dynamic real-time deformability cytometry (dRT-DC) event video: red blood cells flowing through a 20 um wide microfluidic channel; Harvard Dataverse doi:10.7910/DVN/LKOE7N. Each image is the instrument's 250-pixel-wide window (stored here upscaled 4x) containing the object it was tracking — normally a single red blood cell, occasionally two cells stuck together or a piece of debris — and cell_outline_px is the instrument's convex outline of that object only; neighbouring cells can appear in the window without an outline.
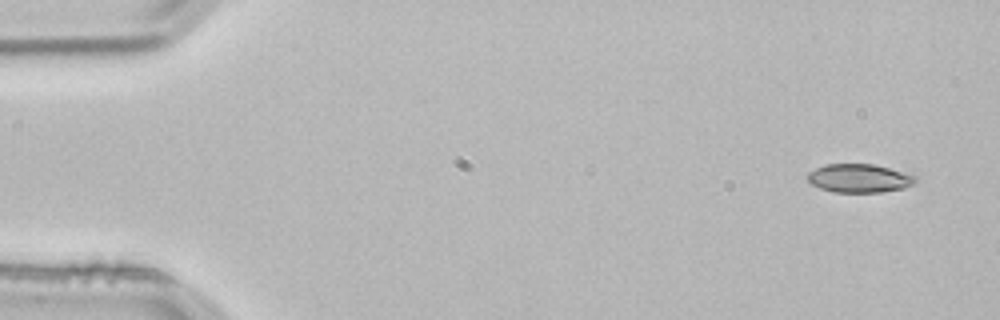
{"species": "common noctule bat (a hibernating species)", "species_latin": "Nyctalus noctula", "temperature_condition": "room temperature", "stored_images_in_passage": 4, "segment_of_instrument_passage": [2, 2], "camera_frame_rate_fps": 3000, "um_per_image_px": 0.085, "animal": {"sex": "male", "body_mass_g": 21.5, "forearm_length_mm": 52.0}, "frame": {"image": 1, "passage_image": 4, "time_ms": 1.0, "image_size_px": [1000, 320], "cell_outline_px": [[916, 184], [904, 188], [880, 192], [832, 192], [820, 188], [812, 184], [804, 176], [808, 172], [824, 164], [872, 164], [888, 168], [916, 176]], "centroid_in_image_um": [73.0, 15.15], "position_along_channel_um": 12.0, "area_um2": 17.98}}